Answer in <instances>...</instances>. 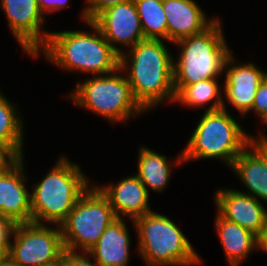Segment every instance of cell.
Masks as SVG:
<instances>
[{"mask_svg":"<svg viewBox=\"0 0 267 266\" xmlns=\"http://www.w3.org/2000/svg\"><path fill=\"white\" fill-rule=\"evenodd\" d=\"M117 219L109 199L92 184L60 224L64 248L88 252Z\"/></svg>","mask_w":267,"mask_h":266,"instance_id":"8","label":"cell"},{"mask_svg":"<svg viewBox=\"0 0 267 266\" xmlns=\"http://www.w3.org/2000/svg\"><path fill=\"white\" fill-rule=\"evenodd\" d=\"M217 213L249 230L259 239L267 226V210L261 201L244 191L219 189L214 195Z\"/></svg>","mask_w":267,"mask_h":266,"instance_id":"12","label":"cell"},{"mask_svg":"<svg viewBox=\"0 0 267 266\" xmlns=\"http://www.w3.org/2000/svg\"><path fill=\"white\" fill-rule=\"evenodd\" d=\"M140 18L145 39L168 41L167 19L163 0H133Z\"/></svg>","mask_w":267,"mask_h":266,"instance_id":"23","label":"cell"},{"mask_svg":"<svg viewBox=\"0 0 267 266\" xmlns=\"http://www.w3.org/2000/svg\"><path fill=\"white\" fill-rule=\"evenodd\" d=\"M13 157L4 149L0 146V170L6 166Z\"/></svg>","mask_w":267,"mask_h":266,"instance_id":"30","label":"cell"},{"mask_svg":"<svg viewBox=\"0 0 267 266\" xmlns=\"http://www.w3.org/2000/svg\"><path fill=\"white\" fill-rule=\"evenodd\" d=\"M92 31L50 32L41 51L47 60L62 70L90 73L92 76L106 75L120 68V55L102 35L100 29L87 21Z\"/></svg>","mask_w":267,"mask_h":266,"instance_id":"2","label":"cell"},{"mask_svg":"<svg viewBox=\"0 0 267 266\" xmlns=\"http://www.w3.org/2000/svg\"><path fill=\"white\" fill-rule=\"evenodd\" d=\"M138 235V253L147 266H197L200 256L168 216L151 211L132 221Z\"/></svg>","mask_w":267,"mask_h":266,"instance_id":"4","label":"cell"},{"mask_svg":"<svg viewBox=\"0 0 267 266\" xmlns=\"http://www.w3.org/2000/svg\"><path fill=\"white\" fill-rule=\"evenodd\" d=\"M179 154L171 163L165 155H160L148 147L140 146L136 175L145 185L148 193L149 188L160 193L166 188L171 177V166L184 163L183 152L181 151Z\"/></svg>","mask_w":267,"mask_h":266,"instance_id":"20","label":"cell"},{"mask_svg":"<svg viewBox=\"0 0 267 266\" xmlns=\"http://www.w3.org/2000/svg\"><path fill=\"white\" fill-rule=\"evenodd\" d=\"M124 221L123 218L115 220L88 251L91 259L101 266H128L131 241Z\"/></svg>","mask_w":267,"mask_h":266,"instance_id":"17","label":"cell"},{"mask_svg":"<svg viewBox=\"0 0 267 266\" xmlns=\"http://www.w3.org/2000/svg\"><path fill=\"white\" fill-rule=\"evenodd\" d=\"M167 19L168 41H175L202 33L217 19L207 18L195 0H163Z\"/></svg>","mask_w":267,"mask_h":266,"instance_id":"16","label":"cell"},{"mask_svg":"<svg viewBox=\"0 0 267 266\" xmlns=\"http://www.w3.org/2000/svg\"><path fill=\"white\" fill-rule=\"evenodd\" d=\"M13 37L24 52L34 57L46 44L50 32L44 31V15L37 0H1Z\"/></svg>","mask_w":267,"mask_h":266,"instance_id":"10","label":"cell"},{"mask_svg":"<svg viewBox=\"0 0 267 266\" xmlns=\"http://www.w3.org/2000/svg\"><path fill=\"white\" fill-rule=\"evenodd\" d=\"M44 266H64V261H63V255L62 258L52 264L44 265Z\"/></svg>","mask_w":267,"mask_h":266,"instance_id":"33","label":"cell"},{"mask_svg":"<svg viewBox=\"0 0 267 266\" xmlns=\"http://www.w3.org/2000/svg\"><path fill=\"white\" fill-rule=\"evenodd\" d=\"M215 226L230 266H240L253 249H260L259 238L216 212Z\"/></svg>","mask_w":267,"mask_h":266,"instance_id":"19","label":"cell"},{"mask_svg":"<svg viewBox=\"0 0 267 266\" xmlns=\"http://www.w3.org/2000/svg\"><path fill=\"white\" fill-rule=\"evenodd\" d=\"M68 2L69 0H37L39 9L43 15L65 9Z\"/></svg>","mask_w":267,"mask_h":266,"instance_id":"28","label":"cell"},{"mask_svg":"<svg viewBox=\"0 0 267 266\" xmlns=\"http://www.w3.org/2000/svg\"><path fill=\"white\" fill-rule=\"evenodd\" d=\"M4 255H6V253H5L2 249H0V260L2 259V257H3Z\"/></svg>","mask_w":267,"mask_h":266,"instance_id":"34","label":"cell"},{"mask_svg":"<svg viewBox=\"0 0 267 266\" xmlns=\"http://www.w3.org/2000/svg\"><path fill=\"white\" fill-rule=\"evenodd\" d=\"M236 64L238 63L235 62L231 53L224 65L226 74L223 87L225 96L223 97L239 114L248 115L254 103L257 88L267 76V72L253 62Z\"/></svg>","mask_w":267,"mask_h":266,"instance_id":"14","label":"cell"},{"mask_svg":"<svg viewBox=\"0 0 267 266\" xmlns=\"http://www.w3.org/2000/svg\"><path fill=\"white\" fill-rule=\"evenodd\" d=\"M120 55L134 98L148 111L166 100L174 103L173 55L164 40L144 39Z\"/></svg>","mask_w":267,"mask_h":266,"instance_id":"1","label":"cell"},{"mask_svg":"<svg viewBox=\"0 0 267 266\" xmlns=\"http://www.w3.org/2000/svg\"><path fill=\"white\" fill-rule=\"evenodd\" d=\"M253 137L233 119L227 107L205 111L182 150L184 162L218 158L231 168Z\"/></svg>","mask_w":267,"mask_h":266,"instance_id":"5","label":"cell"},{"mask_svg":"<svg viewBox=\"0 0 267 266\" xmlns=\"http://www.w3.org/2000/svg\"><path fill=\"white\" fill-rule=\"evenodd\" d=\"M23 159L13 158L0 170V215L16 223L31 222V197L25 184Z\"/></svg>","mask_w":267,"mask_h":266,"instance_id":"13","label":"cell"},{"mask_svg":"<svg viewBox=\"0 0 267 266\" xmlns=\"http://www.w3.org/2000/svg\"><path fill=\"white\" fill-rule=\"evenodd\" d=\"M46 174L30 193L31 222L60 225L90 188V181L77 163L63 155Z\"/></svg>","mask_w":267,"mask_h":266,"instance_id":"3","label":"cell"},{"mask_svg":"<svg viewBox=\"0 0 267 266\" xmlns=\"http://www.w3.org/2000/svg\"><path fill=\"white\" fill-rule=\"evenodd\" d=\"M89 257V258H88ZM91 255L88 252H78L64 250L63 261L64 266H101L95 260H90Z\"/></svg>","mask_w":267,"mask_h":266,"instance_id":"27","label":"cell"},{"mask_svg":"<svg viewBox=\"0 0 267 266\" xmlns=\"http://www.w3.org/2000/svg\"><path fill=\"white\" fill-rule=\"evenodd\" d=\"M252 142L267 156V136L261 132Z\"/></svg>","mask_w":267,"mask_h":266,"instance_id":"29","label":"cell"},{"mask_svg":"<svg viewBox=\"0 0 267 266\" xmlns=\"http://www.w3.org/2000/svg\"><path fill=\"white\" fill-rule=\"evenodd\" d=\"M17 223L8 255L19 266H44L62 258L65 250L60 225Z\"/></svg>","mask_w":267,"mask_h":266,"instance_id":"9","label":"cell"},{"mask_svg":"<svg viewBox=\"0 0 267 266\" xmlns=\"http://www.w3.org/2000/svg\"><path fill=\"white\" fill-rule=\"evenodd\" d=\"M174 90V103H181L186 107L198 108L207 106L211 102L206 111H215L226 107L218 78L202 80L190 85H174Z\"/></svg>","mask_w":267,"mask_h":266,"instance_id":"21","label":"cell"},{"mask_svg":"<svg viewBox=\"0 0 267 266\" xmlns=\"http://www.w3.org/2000/svg\"><path fill=\"white\" fill-rule=\"evenodd\" d=\"M109 199L117 218L129 216L134 221L140 216L151 212L149 195L145 185L136 174L124 177L117 184L96 185Z\"/></svg>","mask_w":267,"mask_h":266,"instance_id":"15","label":"cell"},{"mask_svg":"<svg viewBox=\"0 0 267 266\" xmlns=\"http://www.w3.org/2000/svg\"><path fill=\"white\" fill-rule=\"evenodd\" d=\"M17 105L0 91V146L13 158L23 157L24 127Z\"/></svg>","mask_w":267,"mask_h":266,"instance_id":"22","label":"cell"},{"mask_svg":"<svg viewBox=\"0 0 267 266\" xmlns=\"http://www.w3.org/2000/svg\"><path fill=\"white\" fill-rule=\"evenodd\" d=\"M231 169L249 191L267 202V156L251 142L234 160Z\"/></svg>","mask_w":267,"mask_h":266,"instance_id":"18","label":"cell"},{"mask_svg":"<svg viewBox=\"0 0 267 266\" xmlns=\"http://www.w3.org/2000/svg\"><path fill=\"white\" fill-rule=\"evenodd\" d=\"M217 20L202 33L175 41L181 50L173 61V85H190L202 80L218 78L225 61L232 53Z\"/></svg>","mask_w":267,"mask_h":266,"instance_id":"6","label":"cell"},{"mask_svg":"<svg viewBox=\"0 0 267 266\" xmlns=\"http://www.w3.org/2000/svg\"><path fill=\"white\" fill-rule=\"evenodd\" d=\"M259 243H260L259 250L267 252V226L264 230L263 236L259 239Z\"/></svg>","mask_w":267,"mask_h":266,"instance_id":"32","label":"cell"},{"mask_svg":"<svg viewBox=\"0 0 267 266\" xmlns=\"http://www.w3.org/2000/svg\"><path fill=\"white\" fill-rule=\"evenodd\" d=\"M121 68L78 82L68 96L72 103L91 110L112 123L127 122L131 117L146 112L134 98L127 76ZM125 76V77H124Z\"/></svg>","mask_w":267,"mask_h":266,"instance_id":"7","label":"cell"},{"mask_svg":"<svg viewBox=\"0 0 267 266\" xmlns=\"http://www.w3.org/2000/svg\"><path fill=\"white\" fill-rule=\"evenodd\" d=\"M0 266H19L8 254L0 260Z\"/></svg>","mask_w":267,"mask_h":266,"instance_id":"31","label":"cell"},{"mask_svg":"<svg viewBox=\"0 0 267 266\" xmlns=\"http://www.w3.org/2000/svg\"><path fill=\"white\" fill-rule=\"evenodd\" d=\"M87 5L81 11V18L84 22L92 21L104 9L124 3L130 0H85Z\"/></svg>","mask_w":267,"mask_h":266,"instance_id":"24","label":"cell"},{"mask_svg":"<svg viewBox=\"0 0 267 266\" xmlns=\"http://www.w3.org/2000/svg\"><path fill=\"white\" fill-rule=\"evenodd\" d=\"M92 22L119 55L125 51L117 44L131 48L145 39L133 0L104 9Z\"/></svg>","mask_w":267,"mask_h":266,"instance_id":"11","label":"cell"},{"mask_svg":"<svg viewBox=\"0 0 267 266\" xmlns=\"http://www.w3.org/2000/svg\"><path fill=\"white\" fill-rule=\"evenodd\" d=\"M251 110L256 112L261 121L267 125V76L257 88Z\"/></svg>","mask_w":267,"mask_h":266,"instance_id":"25","label":"cell"},{"mask_svg":"<svg viewBox=\"0 0 267 266\" xmlns=\"http://www.w3.org/2000/svg\"><path fill=\"white\" fill-rule=\"evenodd\" d=\"M16 226L17 223L14 220L0 215V249L6 254L10 249Z\"/></svg>","mask_w":267,"mask_h":266,"instance_id":"26","label":"cell"}]
</instances>
